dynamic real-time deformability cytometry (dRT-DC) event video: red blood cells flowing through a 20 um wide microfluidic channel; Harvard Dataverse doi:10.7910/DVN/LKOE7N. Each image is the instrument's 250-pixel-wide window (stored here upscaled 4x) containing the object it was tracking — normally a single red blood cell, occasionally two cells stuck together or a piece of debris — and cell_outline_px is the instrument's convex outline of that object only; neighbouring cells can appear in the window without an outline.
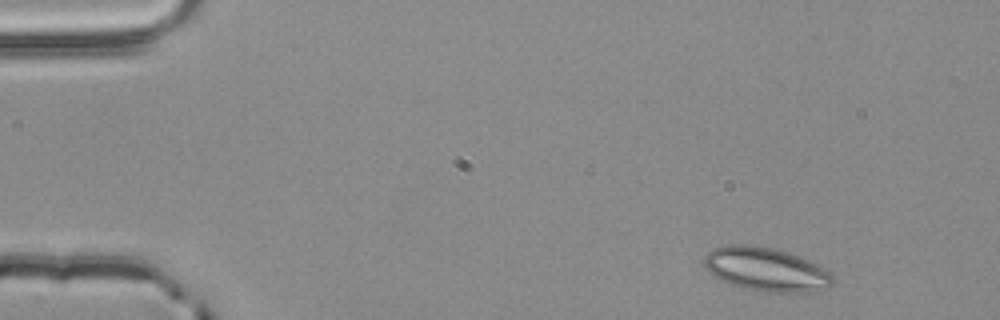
{"species": "common noctule bat (a hibernating species)", "species_latin": "Nyctalus noctula", "temperature_condition": "room temperature", "stored_images_in_passage": 3, "camera_frame_rate_fps": 3000, "um_per_image_px": 0.085, "animal": {"sex": "male", "body_mass_g": 20.4}, "frame": {"image": 1, "passage_image": 1, "time_ms": 0.0, "image_size_px": [1000, 320], "cell_outline_px": [[836, 280], [828, 288], [812, 292], [768, 292], [740, 288], [708, 272], [704, 268], [704, 256], [712, 248], [728, 244], [748, 244], [772, 248], [788, 252], [800, 256], [832, 272]], "centroid_in_image_um": [65.14, 22.89], "position_along_channel_um": 19.9, "area_um2": 33.12}}